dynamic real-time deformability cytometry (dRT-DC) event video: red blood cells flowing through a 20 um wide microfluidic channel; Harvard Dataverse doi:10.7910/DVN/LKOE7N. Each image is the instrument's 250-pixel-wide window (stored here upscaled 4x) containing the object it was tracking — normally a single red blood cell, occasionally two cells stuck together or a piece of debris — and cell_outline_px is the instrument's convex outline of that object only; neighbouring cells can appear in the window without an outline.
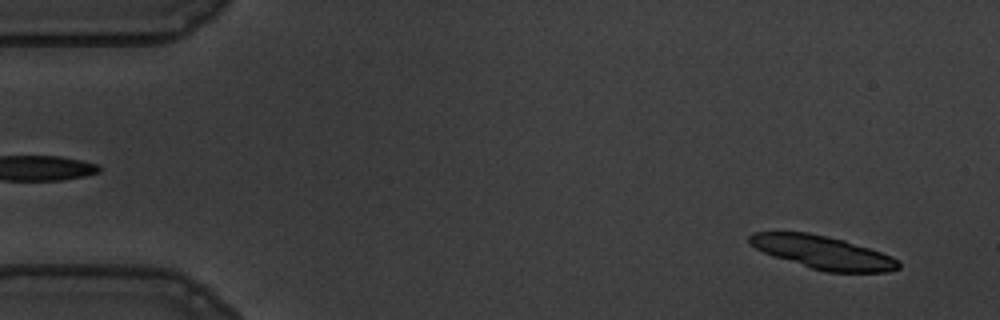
{"species": "common noctule bat (a hibernating species)", "species_latin": "Nyctalus noctula", "temperature_condition": "warm", "stored_images_in_passage": 56, "camera_frame_rate_fps": 3000, "um_per_image_px": 0.085, "animal": {"sex": "male", "body_mass_g": 19.5, "forearm_length_mm": 54.6}, "frame": {"image": 1, "passage_image": 3, "time_ms": 0.667, "image_size_px": [1000, 320], "cell_outline_px": [[900, 268], [888, 272], [828, 272], [812, 268], [764, 252], [748, 244], [748, 236], [756, 232], [808, 232], [828, 236], [844, 240], [892, 256], [900, 260]], "centroid_in_image_um": [69.97, 21.45], "position_along_channel_um": 15.0, "area_um2": 28.44}}
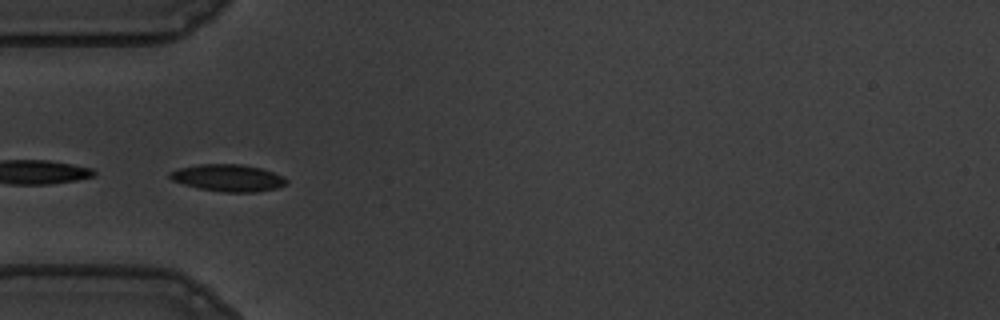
{"frame": {"image": 2, "passage_image": 17, "time_ms": 5.333, "image_size_px": [1000, 320], "cell_outline_px": [[288, 184], [276, 188], [256, 192], [220, 192], [200, 188], [184, 184], [172, 180], [168, 176], [168, 172], [180, 168], [200, 164], [240, 164], [260, 168], [284, 176], [288, 180]], "centroid_in_image_um": [19.4, 15.12], "position_along_channel_um": 65.6, "area_um2": 18.32}}
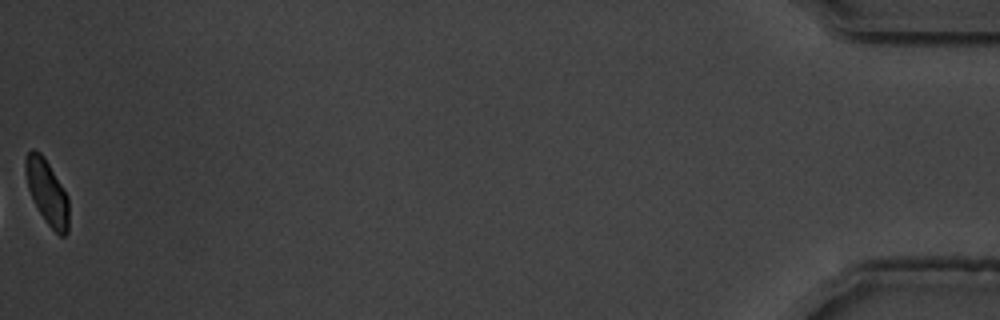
{"frame": {"image": 3, "passage_image": 56, "time_ms": 18.333, "image_size_px": [1000, 320], "cell_outline_px": [[68, 232], [64, 236], [60, 236], [48, 224], [32, 200], [28, 188], [24, 172], [24, 160], [28, 152], [32, 148], [40, 152], [44, 156], [68, 196]], "centroid_in_image_um": [3.98, 16.29], "position_along_channel_um": 431.2, "area_um2": 16.36}, "authors_computed_cell_mechanics": {"area_um2": 17.6579, "velocity_mm_per_s": 3.5724, "shape_relaxation_time_tau1_ms": 3.8204, "shape_relaxation_time_tau2_ms": 1.6708, "deformation_change_tau1": 0.1187, "deformation_change_tau2": 0.0612}}